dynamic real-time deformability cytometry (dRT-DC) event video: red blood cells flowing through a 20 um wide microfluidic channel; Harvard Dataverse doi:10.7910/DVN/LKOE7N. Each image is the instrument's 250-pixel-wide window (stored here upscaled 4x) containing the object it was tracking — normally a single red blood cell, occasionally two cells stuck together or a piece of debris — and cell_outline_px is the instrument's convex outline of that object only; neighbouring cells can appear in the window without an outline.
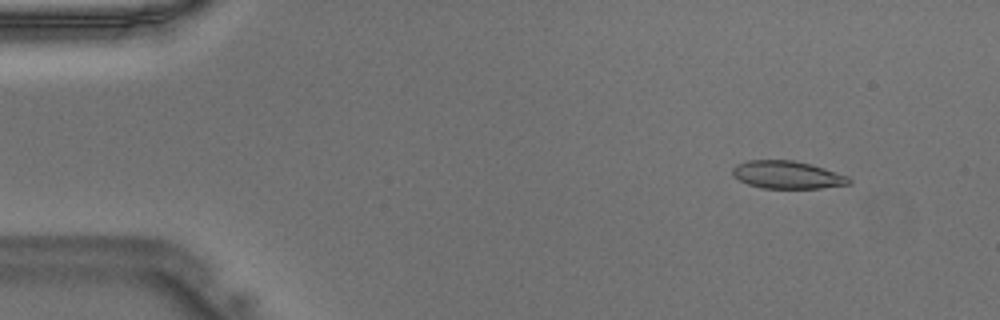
{"species": "Egyptian fruit bat (a non-hibernating species)", "species_latin": "Rousettus aegyptiacus", "temperature_condition": "warm", "stored_images_in_passage": 46, "camera_frame_rate_fps": 3000, "um_per_image_px": 0.085, "animal": {"sex": "male"}, "frame": {"image": 1, "passage_image": 5, "time_ms": 1.333, "image_size_px": [1000, 320], "cell_outline_px": [[852, 184], [820, 188], [760, 188], [748, 184], [732, 176], [732, 168], [736, 164], [748, 160], [792, 160], [824, 168], [848, 176], [852, 180]], "centroid_in_image_um": [66.91, 14.86], "position_along_channel_um": 18.1, "area_um2": 18.84}}
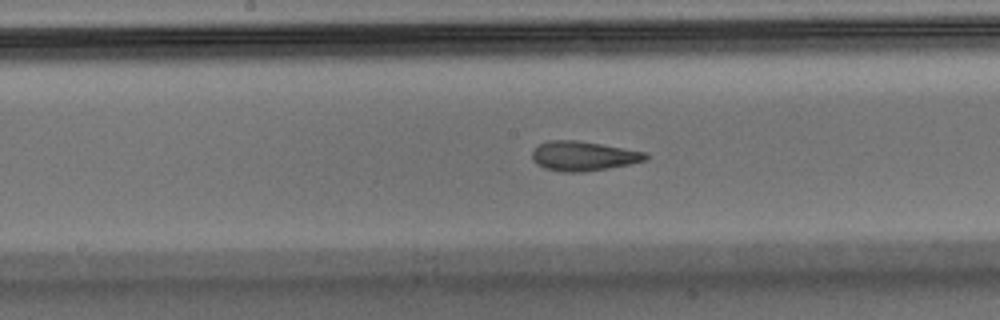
{"frame": {"image": 2, "passage_image": 24, "time_ms": 7.667, "image_size_px": [1000, 320], "cell_outline_px": [[648, 156], [644, 160], [628, 164], [608, 168], [584, 172], [560, 172], [544, 168], [536, 164], [532, 160], [532, 152], [540, 144], [548, 140], [576, 140], [648, 152]], "centroid_in_image_um": [49.55, 13.26], "position_along_channel_um": 198.6, "area_um2": 19.48}}
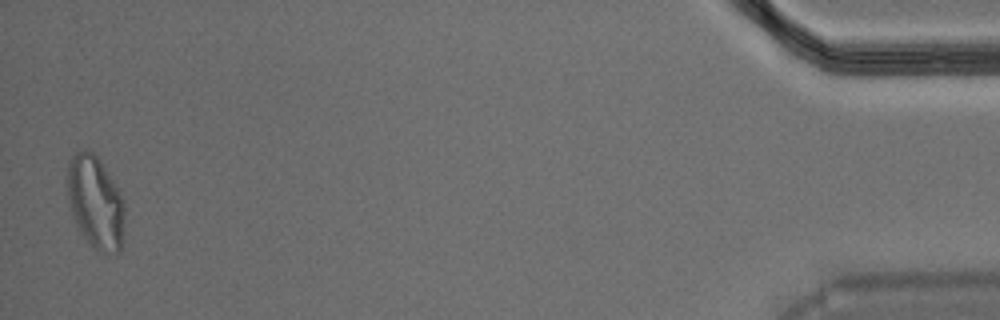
{"frame": {"image": 3, "passage_image": 46, "time_ms": 15.0, "image_size_px": [1000, 320], "cell_outline_px": [[124, 220], [120, 252], [116, 256], [100, 252], [84, 236], [76, 224], [68, 208], [68, 160], [80, 148], [84, 148], [92, 152], [100, 160], [120, 192], [124, 204]], "centroid_in_image_um": [8.11, 17.19], "position_along_channel_um": 427.1, "area_um2": 31.04}}